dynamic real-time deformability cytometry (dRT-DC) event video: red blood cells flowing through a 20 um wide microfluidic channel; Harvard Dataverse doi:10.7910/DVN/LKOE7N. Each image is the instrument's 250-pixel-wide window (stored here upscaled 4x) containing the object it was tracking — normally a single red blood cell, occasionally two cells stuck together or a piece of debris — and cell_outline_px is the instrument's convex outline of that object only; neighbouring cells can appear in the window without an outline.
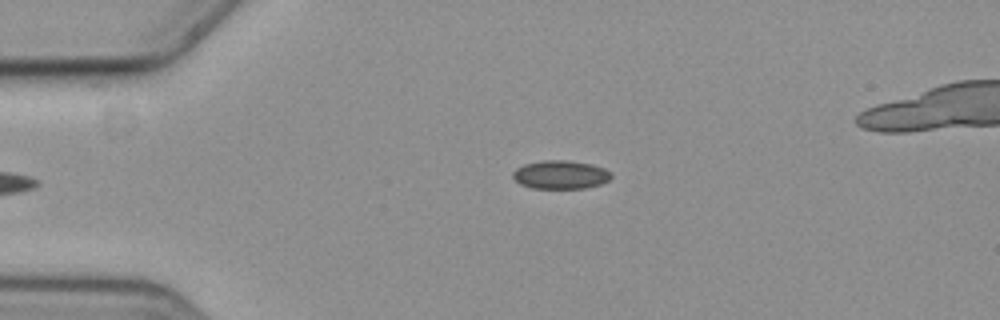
{"species": "common noctule bat (a hibernating species)", "species_latin": "Nyctalus noctula", "temperature_condition": "cold", "stored_images_in_passage": 39, "camera_frame_rate_fps": 3000, "um_per_image_px": 0.085, "animal": {"sex": "female", "body_mass_g": 19.3, "forearm_length_mm": 54.1}, "frame": {"image": 1, "passage_image": 1, "time_ms": 0.0, "image_size_px": [1000, 320], "cell_outline_px": [[612, 176], [608, 180], [600, 184], [584, 188], [532, 188], [520, 184], [512, 176], [512, 172], [516, 168], [524, 164], [540, 160], [568, 160], [592, 164], [604, 168], [612, 172]], "centroid_in_image_um": [47.64, 14.83], "position_along_channel_um": 37.4, "area_um2": 16.42}}
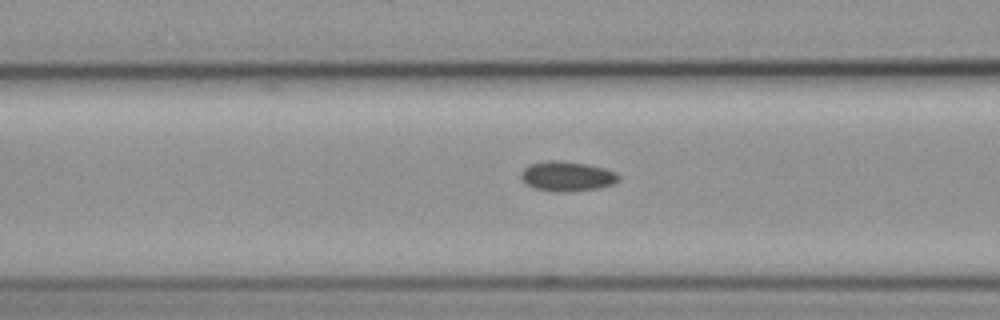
{"frame": {"image": 2, "passage_image": 11, "time_ms": 3.333, "image_size_px": [1000, 320], "cell_outline_px": [[620, 180], [612, 184], [596, 188], [556, 192], [552, 192], [536, 188], [528, 184], [520, 176], [520, 172], [528, 164], [548, 160], [560, 160], [588, 164], [604, 168], [616, 172], [620, 176]], "centroid_in_image_um": [48.19, 14.96], "position_along_channel_um": 118.4, "area_um2": 16.88}}
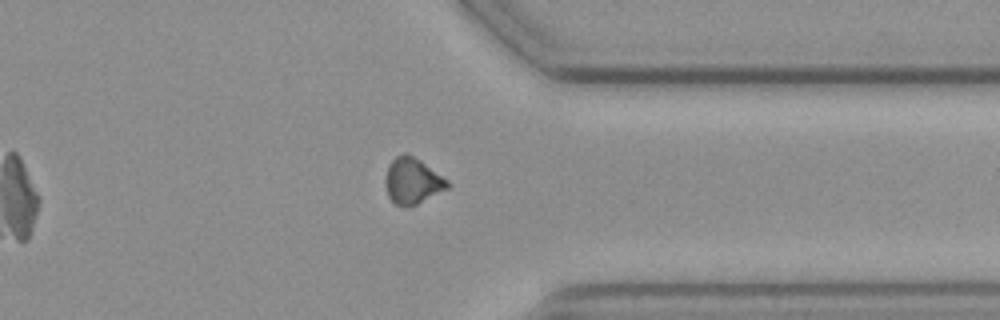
{"frame": {"image": 3, "passage_image": 33, "time_ms": 10.667, "image_size_px": [1000, 320], "cell_outline_px": [[448, 188], [416, 204], [396, 204], [388, 196], [384, 184], [384, 180], [388, 164], [396, 156], [404, 152], [408, 152], [420, 160], [448, 180]], "centroid_in_image_um": [35.02, 15.32], "position_along_channel_um": 376.4, "area_um2": 16.42}}